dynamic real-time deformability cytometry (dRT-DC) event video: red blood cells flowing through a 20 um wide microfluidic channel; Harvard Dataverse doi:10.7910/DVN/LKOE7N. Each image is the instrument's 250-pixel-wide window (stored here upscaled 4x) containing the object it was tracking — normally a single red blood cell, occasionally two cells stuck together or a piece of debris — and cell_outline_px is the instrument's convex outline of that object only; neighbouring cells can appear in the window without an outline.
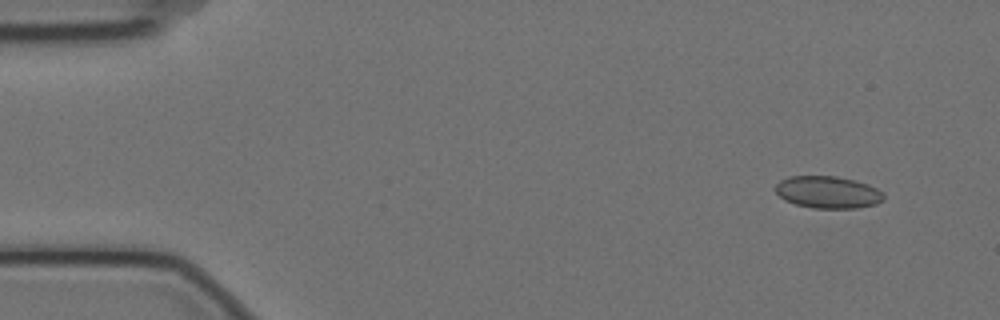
{"species": "Egyptian fruit bat (a non-hibernating species)", "species_latin": "Rousettus aegyptiacus", "temperature_condition": "cold", "stored_images_in_passage": 4, "camera_frame_rate_fps": 3000, "um_per_image_px": 0.085, "animal": {"sex": "female"}, "frame": {"image": 1, "passage_image": 1, "time_ms": 0.0, "image_size_px": [1000, 320], "cell_outline_px": [[884, 200], [876, 204], [856, 208], [812, 208], [796, 204], [784, 200], [776, 192], [776, 184], [780, 180], [788, 176], [836, 176], [856, 180], [868, 184], [884, 192]], "centroid_in_image_um": [70.39, 16.33], "position_along_channel_um": 14.6, "area_um2": 20.4}}
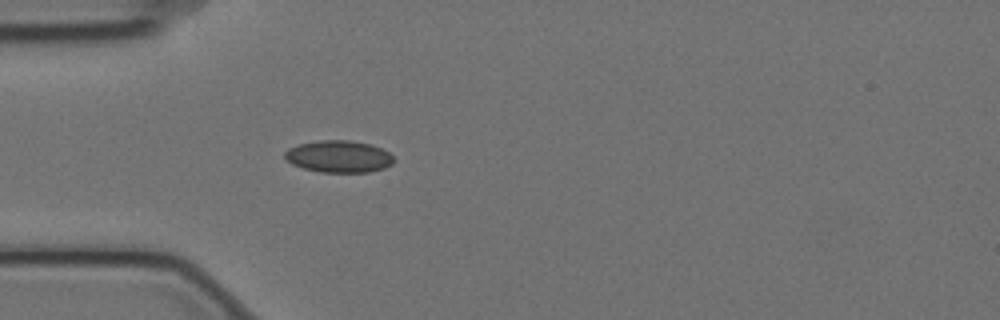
{"frame": {"image": 2, "passage_image": 4, "time_ms": 1.0, "image_size_px": [1000, 320], "cell_outline_px": [[396, 160], [392, 164], [384, 168], [368, 172], [320, 172], [304, 168], [292, 164], [284, 160], [284, 152], [288, 148], [300, 144], [320, 140], [348, 140], [368, 144], [380, 148], [388, 152]], "centroid_in_image_um": [28.77, 13.31], "position_along_channel_um": 56.2, "area_um2": 20.29}}